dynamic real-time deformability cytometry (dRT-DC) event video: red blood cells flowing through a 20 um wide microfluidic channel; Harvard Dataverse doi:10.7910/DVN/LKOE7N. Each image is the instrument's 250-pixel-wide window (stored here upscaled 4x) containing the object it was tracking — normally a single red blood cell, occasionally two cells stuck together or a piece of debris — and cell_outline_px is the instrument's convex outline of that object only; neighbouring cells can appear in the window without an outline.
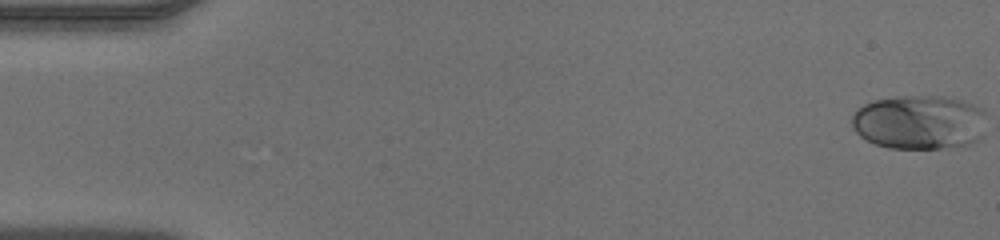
{"species": "human", "species_latin": "Homo sapiens", "temperature_condition": "warm", "stored_images_in_passage": 49, "camera_frame_rate_fps": 3000, "um_per_image_px": 0.085, "donor": {"sex": "male"}, "frame": {"image": 1, "passage_image": 1, "time_ms": 0.0, "image_size_px": [1000, 240], "cell_outline_px": [[984, 112], [980, 136], [976, 140], [968, 144], [940, 148], [888, 148], [876, 144], [860, 136], [852, 128], [852, 116], [856, 108], [872, 100], [896, 96], [944, 96], [960, 100], [972, 104], [980, 108]], "centroid_in_image_um": [78.06, 10.37], "position_along_channel_um": 6.9, "area_um2": 42.37}}
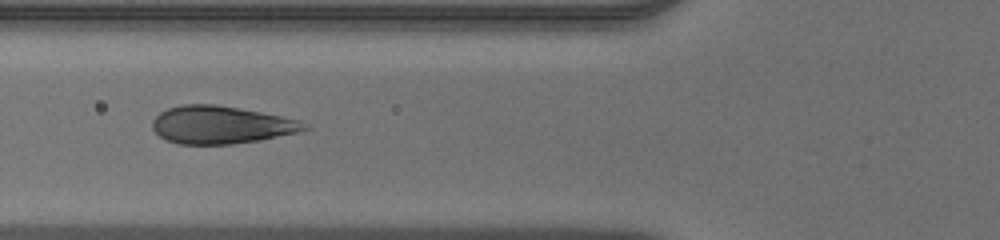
{"frame": {"image": 2, "passage_image": 19, "time_ms": 6.0, "image_size_px": [1000, 240], "cell_outline_px": [[312, 128], [296, 132], [260, 140], [232, 144], [180, 144], [164, 140], [152, 128], [152, 120], [160, 112], [168, 108], [180, 104], [216, 104], [240, 108], [300, 120]], "centroid_in_image_um": [18.75, 10.61], "position_along_channel_um": 107.0, "area_um2": 33.41}}
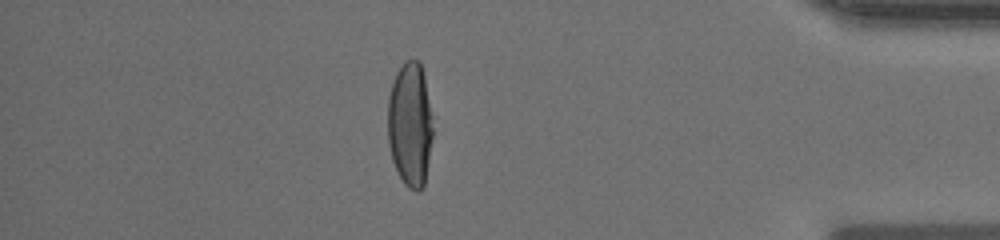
{"frame": {"image": 3, "passage_image": 43, "time_ms": 14.0, "image_size_px": [1000, 240], "cell_outline_px": [[432, 136], [424, 184], [420, 192], [416, 192], [408, 188], [404, 184], [392, 160], [388, 144], [388, 96], [396, 72], [404, 60], [420, 60], [424, 76], [432, 128]], "centroid_in_image_um": [34.83, 10.58], "position_along_channel_um": 400.4, "area_um2": 32.43}}